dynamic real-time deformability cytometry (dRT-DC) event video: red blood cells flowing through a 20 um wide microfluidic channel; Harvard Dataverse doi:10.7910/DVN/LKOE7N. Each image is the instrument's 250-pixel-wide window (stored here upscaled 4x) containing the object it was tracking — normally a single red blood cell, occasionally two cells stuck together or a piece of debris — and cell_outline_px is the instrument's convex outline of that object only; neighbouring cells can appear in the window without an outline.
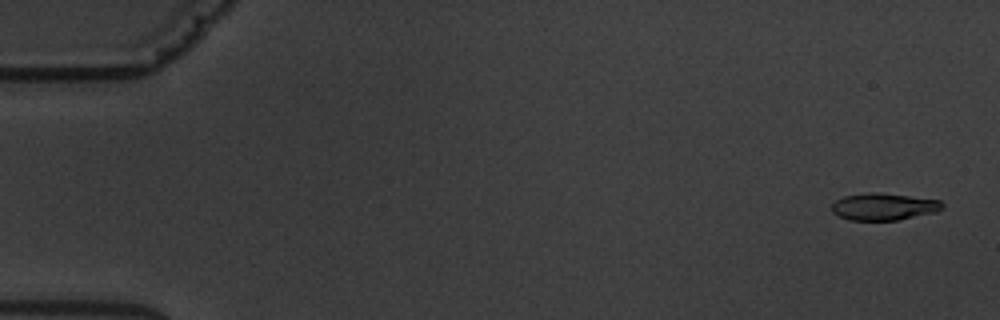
{"species": "common noctule bat (a hibernating species)", "species_latin": "Nyctalus noctula", "temperature_condition": "warm", "stored_images_in_passage": 6, "camera_frame_rate_fps": 3000, "um_per_image_px": 0.085, "animal": {"sex": "male", "body_mass_g": 19.5, "forearm_length_mm": 54.6}, "frame": {"image": 1, "passage_image": 1, "time_ms": 0.0, "image_size_px": [1000, 320], "cell_outline_px": [[944, 208], [936, 212], [896, 220], [848, 220], [832, 212], [832, 204], [836, 200], [844, 196], [868, 192], [872, 192], [908, 196], [940, 200], [944, 204]], "centroid_in_image_um": [75.12, 17.57], "position_along_channel_um": 9.9, "area_um2": 17.28}}
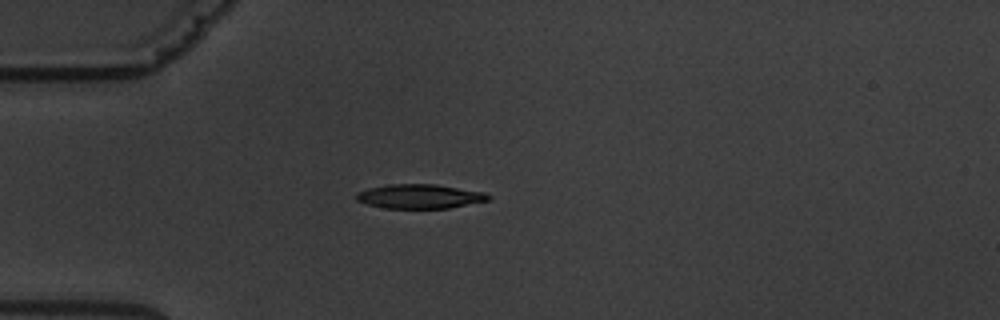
{"frame": {"image": 2, "passage_image": 5, "time_ms": 4.667, "image_size_px": [1000, 320], "cell_outline_px": [[492, 196], [488, 200], [448, 208], [384, 208], [368, 204], [356, 200], [356, 192], [368, 188], [388, 184], [436, 184], [484, 192]], "centroid_in_image_um": [35.65, 16.68], "position_along_channel_um": 49.3, "area_um2": 18.61}}